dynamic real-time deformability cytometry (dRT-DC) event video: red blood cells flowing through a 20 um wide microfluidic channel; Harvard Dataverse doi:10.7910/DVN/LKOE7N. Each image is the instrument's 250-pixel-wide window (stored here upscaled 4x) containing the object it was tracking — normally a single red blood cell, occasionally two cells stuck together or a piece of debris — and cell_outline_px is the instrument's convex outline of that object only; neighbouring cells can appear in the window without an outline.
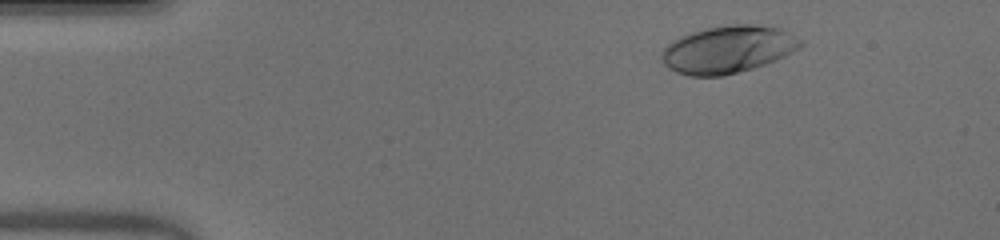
{"species": "human", "species_latin": "Homo sapiens", "temperature_condition": "warm", "stored_images_in_passage": 40, "camera_frame_rate_fps": 3000, "um_per_image_px": 0.085, "donor": {"sex": "male"}, "frame": {"image": 1, "passage_image": 5, "time_ms": 1.333, "image_size_px": [1000, 240], "cell_outline_px": [[804, 44], [800, 48], [776, 60], [752, 68], [724, 76], [688, 76], [676, 72], [668, 68], [664, 64], [660, 56], [660, 52], [672, 40], [680, 36], [704, 28], [732, 24], [756, 24], [776, 28], [800, 40]], "centroid_in_image_um": [61.81, 4.21], "position_along_channel_um": 23.2, "area_um2": 38.21}}
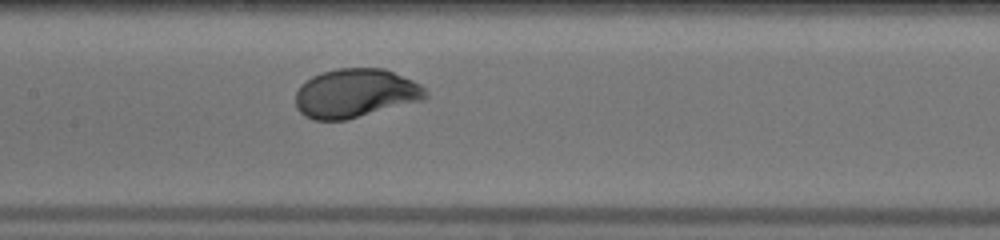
{"frame": {"image": 2, "passage_image": 23, "time_ms": 7.333, "image_size_px": [1000, 240], "cell_outline_px": [[428, 96], [424, 100], [344, 120], [312, 120], [304, 116], [296, 108], [296, 92], [300, 84], [312, 76], [320, 72], [336, 68], [384, 68], [412, 80], [420, 84], [428, 92]], "centroid_in_image_um": [30.19, 7.92], "position_along_channel_um": 177.2, "area_um2": 37.22}}
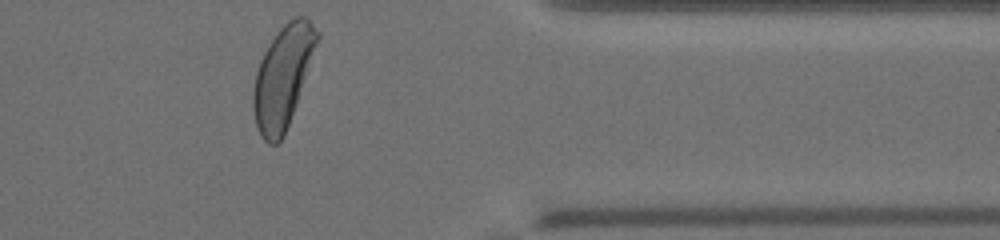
{"frame": {"image": 3, "passage_image": 40, "time_ms": 13.0, "image_size_px": [1000, 240], "cell_outline_px": [[320, 36], [284, 136], [276, 144], [268, 144], [260, 136], [256, 124], [252, 108], [252, 92], [256, 72], [260, 60], [264, 52], [276, 32], [288, 20], [296, 16], [304, 16], [320, 32]], "centroid_in_image_um": [24.01, 6.53], "position_along_channel_um": 387.4, "area_um2": 37.45}, "authors_computed_cell_mechanics": {"area_um2": 36.7319, "velocity_mm_per_s": 3.9842, "shape_relaxation_time_tau1_ms": 2.1661, "shape_relaxation_time_tau2_ms": null, "deformation_change_tau1": 0.1598, "deformation_change_tau2": null}}